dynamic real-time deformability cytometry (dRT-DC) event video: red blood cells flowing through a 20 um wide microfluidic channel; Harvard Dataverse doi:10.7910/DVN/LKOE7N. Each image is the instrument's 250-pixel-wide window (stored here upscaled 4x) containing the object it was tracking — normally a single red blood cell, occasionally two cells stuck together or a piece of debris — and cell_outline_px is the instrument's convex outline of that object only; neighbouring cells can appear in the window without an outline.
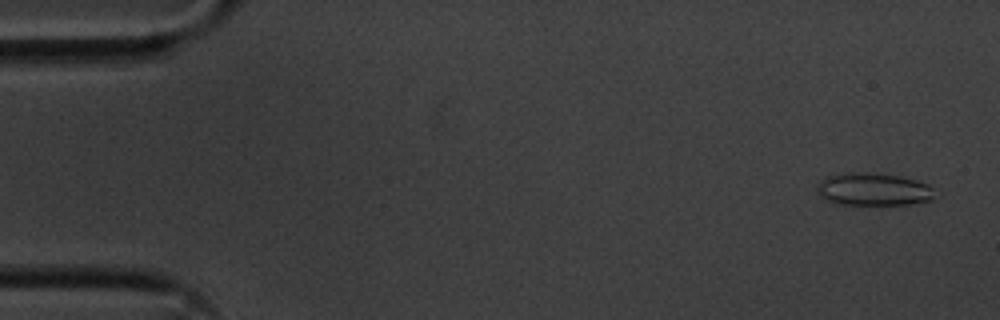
{"species": "common noctule bat (a hibernating species)", "species_latin": "Nyctalus noctula", "temperature_condition": "cold", "stored_images_in_passage": 56, "camera_frame_rate_fps": 3000, "um_per_image_px": 0.085, "animal": {"sex": "male", "body_mass_g": 20.1, "forearm_length_mm": 53.5}, "frame": {"image": 1, "passage_image": 3, "time_ms": 0.667, "image_size_px": [1000, 320], "cell_outline_px": [[932, 200], [912, 204], [832, 204], [820, 196], [816, 192], [816, 184], [824, 176], [844, 172], [872, 172], [900, 176], [916, 180], [928, 184], [932, 188]], "centroid_in_image_um": [74.14, 16.08], "position_along_channel_um": 10.9, "area_um2": 22.77}}
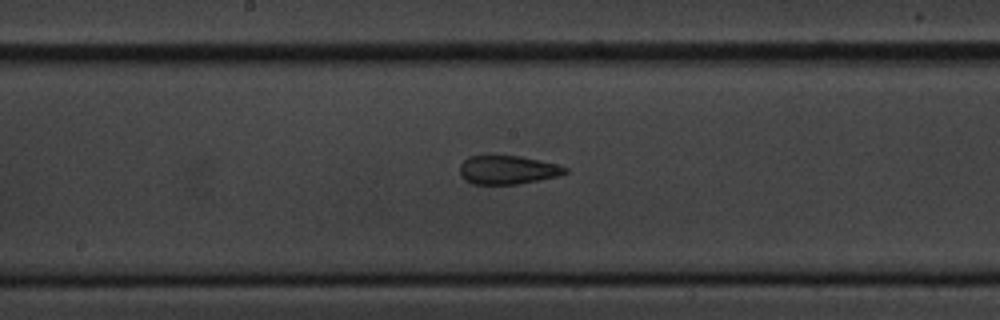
{"frame": {"image": 2, "passage_image": 29, "time_ms": 9.333, "image_size_px": [1000, 320], "cell_outline_px": [[568, 172], [556, 176], [516, 184], [472, 184], [464, 180], [460, 176], [460, 164], [468, 156], [488, 152], [520, 156], [556, 164], [568, 168]], "centroid_in_image_um": [43.04, 14.39], "position_along_channel_um": 205.2, "area_um2": 18.15}}
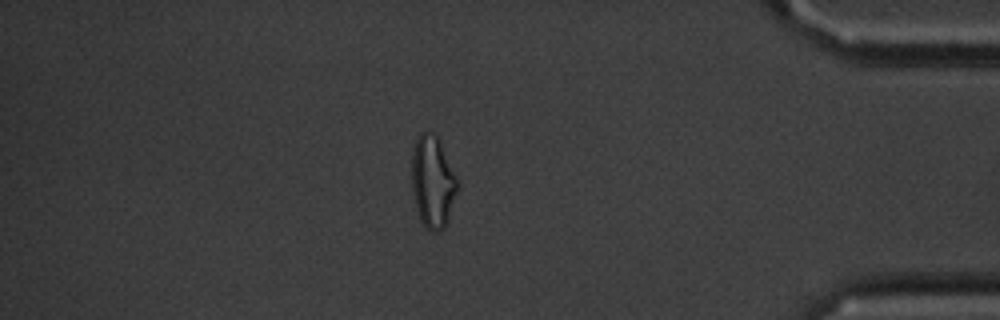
{"frame": {"image": 3, "passage_image": 48, "time_ms": 15.667, "image_size_px": [1000, 320], "cell_outline_px": [[460, 188], [448, 220], [444, 228], [436, 232], [432, 232], [420, 220], [416, 208], [412, 192], [412, 152], [416, 140], [420, 132], [432, 132], [440, 140], [460, 184]], "centroid_in_image_um": [36.81, 15.46], "position_along_channel_um": 398.4, "area_um2": 24.85}, "authors_computed_cell_mechanics": {"area_um2": 20.4034, "velocity_mm_per_s": 3.6197, "shape_relaxation_time_tau1_ms": null, "shape_relaxation_time_tau2_ms": 2.739, "deformation_change_tau1": null, "deformation_change_tau2": 0.1298}}